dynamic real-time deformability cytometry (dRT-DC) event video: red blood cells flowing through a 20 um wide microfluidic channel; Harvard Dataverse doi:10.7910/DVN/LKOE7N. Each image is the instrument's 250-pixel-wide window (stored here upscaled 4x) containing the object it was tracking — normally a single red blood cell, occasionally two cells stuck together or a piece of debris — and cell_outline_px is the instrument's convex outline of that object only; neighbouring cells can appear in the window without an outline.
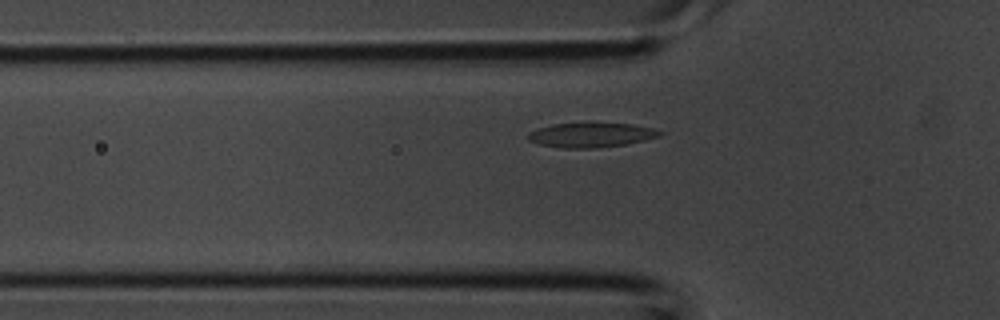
{"species": "common noctule bat (a hibernating species)", "species_latin": "Nyctalus noctula", "temperature_condition": "room temperature", "stored_images_in_passage": 25, "camera_frame_rate_fps": 3000, "um_per_image_px": 0.085, "animal": {"sex": "male", "body_mass_g": 20.1, "forearm_length_mm": 53.5}, "frame": {"image": 1, "passage_image": 4, "time_ms": 1.0, "image_size_px": [1000, 320], "cell_outline_px": [[664, 132], [660, 136], [644, 140], [624, 144], [596, 148], [564, 148], [540, 144], [528, 140], [524, 136], [528, 132], [552, 124], [632, 124], [652, 128]], "centroid_in_image_um": [50.21, 11.49], "position_along_channel_um": 75.6, "area_um2": 18.5}}
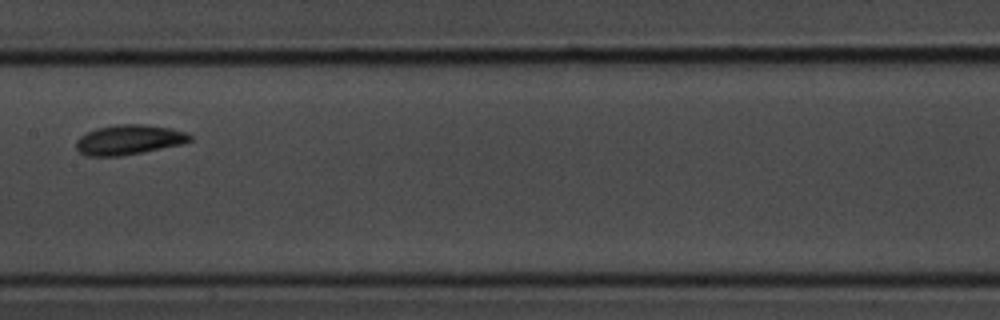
{"frame": {"image": 2, "passage_image": 11, "time_ms": 3.333, "image_size_px": [1000, 320], "cell_outline_px": [[192, 140], [184, 144], [120, 156], [84, 156], [76, 148], [76, 140], [80, 136], [96, 128], [116, 124], [144, 124], [172, 128], [184, 132], [192, 136]], "centroid_in_image_um": [10.96, 11.87], "position_along_channel_um": 196.4, "area_um2": 19.88}}
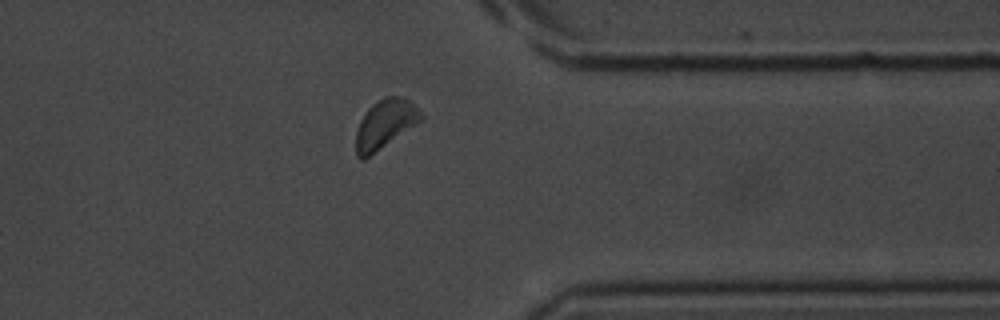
{"frame": {"image": 3, "passage_image": 22, "time_ms": 7.0, "image_size_px": [1000, 320], "cell_outline_px": [[424, 120], [364, 160], [360, 160], [356, 156], [356, 132], [360, 120], [364, 112], [372, 104], [384, 96], [400, 96], [408, 100], [424, 116]], "centroid_in_image_um": [32.72, 10.56], "position_along_channel_um": 378.7, "area_um2": 18.73}}